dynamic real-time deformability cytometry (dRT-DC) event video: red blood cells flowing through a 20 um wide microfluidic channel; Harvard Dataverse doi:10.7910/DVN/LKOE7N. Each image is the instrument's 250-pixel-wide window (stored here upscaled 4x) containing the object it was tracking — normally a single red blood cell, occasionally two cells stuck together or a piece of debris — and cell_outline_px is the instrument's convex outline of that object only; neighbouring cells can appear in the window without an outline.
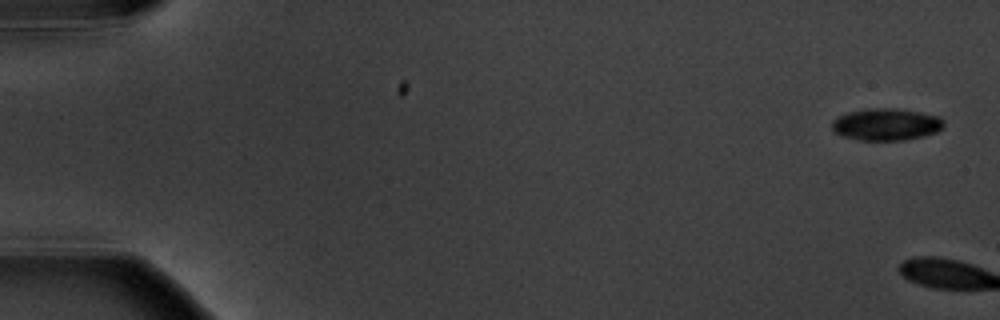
{"species": "common noctule bat (a hibernating species)", "species_latin": "Nyctalus noctula", "temperature_condition": "warm", "stored_images_in_passage": 12, "camera_frame_rate_fps": 3000, "um_per_image_px": 0.085, "animal": {"sex": "male", "body_mass_g": 20.1, "forearm_length_mm": 53.5}, "frame": {"image": 1, "passage_image": 1, "time_ms": 0.0, "image_size_px": [1000, 320], "cell_outline_px": [[944, 128], [936, 132], [924, 136], [904, 140], [860, 140], [844, 136], [836, 132], [832, 128], [832, 120], [836, 116], [848, 112], [868, 108], [896, 108], [920, 112], [940, 116], [944, 120]], "centroid_in_image_um": [75.35, 10.56], "position_along_channel_um": 9.6, "area_um2": 21.04}}
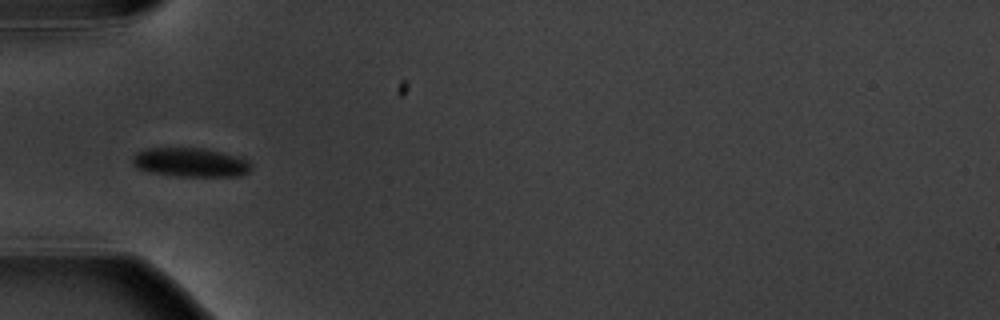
{"frame": {"image": 2, "passage_image": 6, "time_ms": 7.0, "image_size_px": [1000, 320], "cell_outline_px": [[252, 168], [248, 172], [240, 176], [176, 176], [148, 172], [136, 168], [132, 164], [132, 156], [136, 152], [148, 148], [204, 148], [236, 156], [248, 160], [252, 164]], "centroid_in_image_um": [16.16, 13.81], "position_along_channel_um": 68.8, "area_um2": 20.23}}
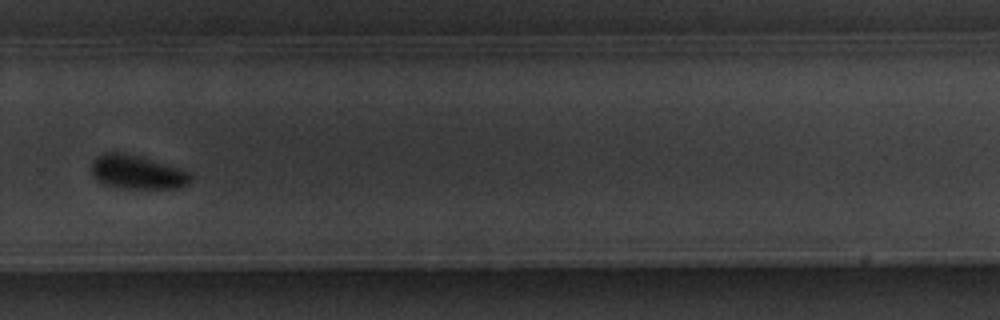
{"frame": {"image": 3, "passage_image": 12, "time_ms": 14.0, "image_size_px": [1000, 320], "cell_outline_px": [[192, 180], [188, 184], [180, 188], [124, 188], [104, 184], [96, 180], [92, 176], [88, 168], [92, 160], [96, 156], [104, 152], [124, 152], [140, 156], [192, 172]], "centroid_in_image_um": [11.62, 14.62], "position_along_channel_um": 318.2, "area_um2": 20.0}}